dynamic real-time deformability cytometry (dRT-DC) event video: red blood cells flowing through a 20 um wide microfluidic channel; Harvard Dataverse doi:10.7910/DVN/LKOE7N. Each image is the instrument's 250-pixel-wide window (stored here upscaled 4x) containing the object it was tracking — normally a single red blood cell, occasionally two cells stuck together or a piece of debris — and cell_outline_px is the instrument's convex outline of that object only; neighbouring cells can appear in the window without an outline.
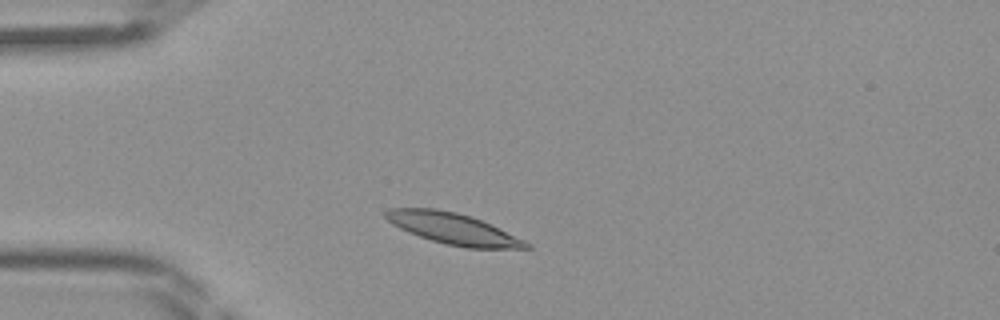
{"species": "Egyptian fruit bat (a non-hibernating species)", "species_latin": "Rousettus aegyptiacus", "temperature_condition": "room temperature", "stored_images_in_passage": 34, "camera_frame_rate_fps": 3000, "um_per_image_px": 0.085, "frame": {"image": 1, "passage_image": 1, "time_ms": 0.0, "image_size_px": [1000, 320], "cell_outline_px": [[532, 248], [468, 248], [444, 244], [408, 232], [392, 224], [384, 216], [384, 212], [388, 208], [436, 208], [456, 212], [472, 216], [500, 228], [532, 244]], "centroid_in_image_um": [38.51, 19.43], "position_along_channel_um": 46.5, "area_um2": 25.55}}
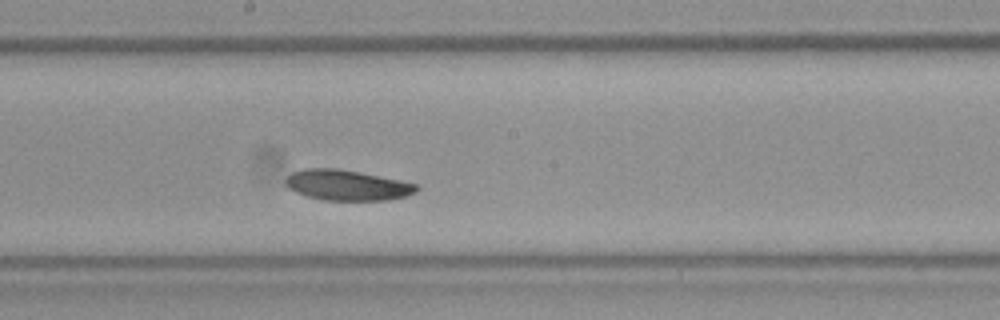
{"frame": {"image": 2, "passage_image": 14, "time_ms": 4.333, "image_size_px": [1000, 320], "cell_outline_px": [[420, 188], [416, 192], [404, 196], [388, 200], [324, 200], [308, 196], [296, 192], [288, 188], [284, 184], [284, 180], [292, 172], [304, 168], [336, 168], [360, 172], [400, 180], [416, 184]], "centroid_in_image_um": [29.47, 15.73], "position_along_channel_um": 218.7, "area_um2": 23.24}}
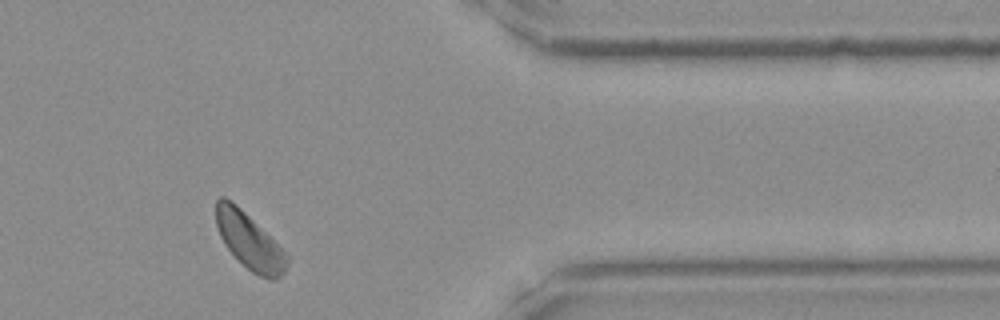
{"frame": {"image": 3, "passage_image": 27, "time_ms": 8.667, "image_size_px": [1000, 320], "cell_outline_px": [[288, 268], [276, 280], [268, 280], [252, 272], [224, 244], [220, 236], [216, 224], [216, 200], [220, 196], [224, 196], [236, 204], [288, 256]], "centroid_in_image_um": [21.18, 20.51], "position_along_channel_um": 390.2, "area_um2": 22.48}}